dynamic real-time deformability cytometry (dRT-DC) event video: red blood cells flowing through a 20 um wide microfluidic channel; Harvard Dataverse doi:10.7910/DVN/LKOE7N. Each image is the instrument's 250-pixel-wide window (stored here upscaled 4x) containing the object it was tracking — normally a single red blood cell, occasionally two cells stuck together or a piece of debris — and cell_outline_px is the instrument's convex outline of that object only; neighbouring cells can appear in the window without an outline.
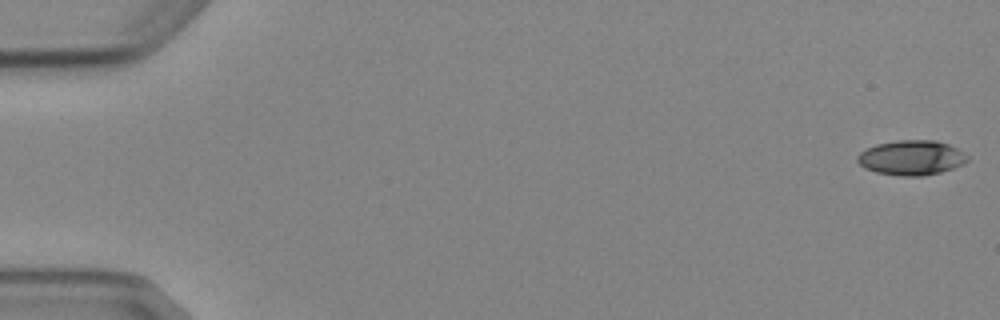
{"species": "Egyptian fruit bat (a non-hibernating species)", "species_latin": "Rousettus aegyptiacus", "temperature_condition": "cold", "stored_images_in_passage": 5, "camera_frame_rate_fps": 3000, "um_per_image_px": 0.085, "animal": {"sex": "female"}, "frame": {"image": 1, "passage_image": 1, "time_ms": 0.0, "image_size_px": [1000, 320], "cell_outline_px": [[968, 160], [952, 168], [940, 172], [924, 176], [900, 176], [876, 172], [864, 168], [856, 160], [856, 156], [860, 152], [876, 144], [896, 140], [936, 140], [948, 144], [956, 148], [968, 156]], "centroid_in_image_um": [77.43, 13.4], "position_along_channel_um": 7.6, "area_um2": 22.25}}
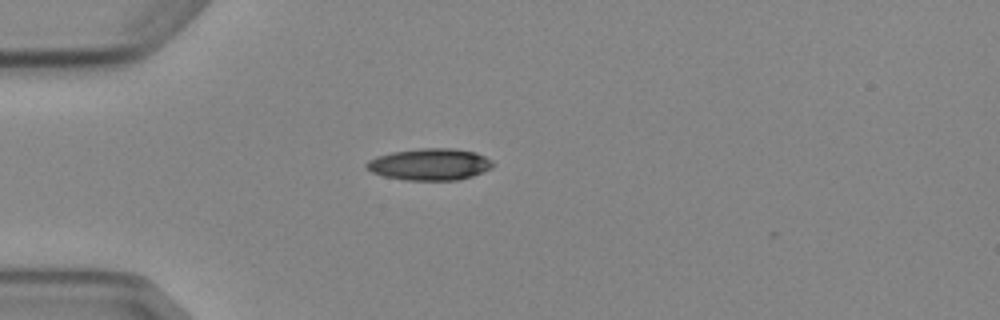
{"frame": {"image": 2, "passage_image": 5, "time_ms": 4.667, "image_size_px": [1000, 320], "cell_outline_px": [[496, 164], [492, 168], [472, 176], [460, 180], [404, 180], [384, 176], [372, 172], [364, 168], [364, 164], [368, 160], [376, 156], [392, 152], [420, 148], [452, 148], [476, 152], [492, 160]], "centroid_in_image_um": [36.53, 13.97], "position_along_channel_um": 48.5, "area_um2": 23.64}}